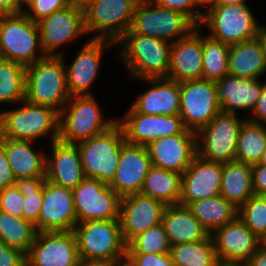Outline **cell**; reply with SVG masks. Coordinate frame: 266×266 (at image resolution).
I'll list each match as a JSON object with an SVG mask.
<instances>
[{"mask_svg": "<svg viewBox=\"0 0 266 266\" xmlns=\"http://www.w3.org/2000/svg\"><path fill=\"white\" fill-rule=\"evenodd\" d=\"M256 37L258 38L259 42L261 43L262 50H263L265 60H266V28L263 26H259L258 34Z\"/></svg>", "mask_w": 266, "mask_h": 266, "instance_id": "cell-53", "label": "cell"}, {"mask_svg": "<svg viewBox=\"0 0 266 266\" xmlns=\"http://www.w3.org/2000/svg\"><path fill=\"white\" fill-rule=\"evenodd\" d=\"M26 260L27 266H76L79 256L74 232H37Z\"/></svg>", "mask_w": 266, "mask_h": 266, "instance_id": "cell-15", "label": "cell"}, {"mask_svg": "<svg viewBox=\"0 0 266 266\" xmlns=\"http://www.w3.org/2000/svg\"><path fill=\"white\" fill-rule=\"evenodd\" d=\"M135 266H175L169 253H126Z\"/></svg>", "mask_w": 266, "mask_h": 266, "instance_id": "cell-45", "label": "cell"}, {"mask_svg": "<svg viewBox=\"0 0 266 266\" xmlns=\"http://www.w3.org/2000/svg\"><path fill=\"white\" fill-rule=\"evenodd\" d=\"M81 259L115 261L126 256L119 219L90 220L77 223L73 229Z\"/></svg>", "mask_w": 266, "mask_h": 266, "instance_id": "cell-6", "label": "cell"}, {"mask_svg": "<svg viewBox=\"0 0 266 266\" xmlns=\"http://www.w3.org/2000/svg\"><path fill=\"white\" fill-rule=\"evenodd\" d=\"M203 25L211 30L209 37L229 46L256 38L260 26L247 4L211 6L199 28Z\"/></svg>", "mask_w": 266, "mask_h": 266, "instance_id": "cell-8", "label": "cell"}, {"mask_svg": "<svg viewBox=\"0 0 266 266\" xmlns=\"http://www.w3.org/2000/svg\"><path fill=\"white\" fill-rule=\"evenodd\" d=\"M90 0H68L70 5L84 8Z\"/></svg>", "mask_w": 266, "mask_h": 266, "instance_id": "cell-56", "label": "cell"}, {"mask_svg": "<svg viewBox=\"0 0 266 266\" xmlns=\"http://www.w3.org/2000/svg\"><path fill=\"white\" fill-rule=\"evenodd\" d=\"M247 266H266V246L262 244L246 262Z\"/></svg>", "mask_w": 266, "mask_h": 266, "instance_id": "cell-51", "label": "cell"}, {"mask_svg": "<svg viewBox=\"0 0 266 266\" xmlns=\"http://www.w3.org/2000/svg\"><path fill=\"white\" fill-rule=\"evenodd\" d=\"M181 176L178 172L151 166L140 193L161 201L166 206L179 204Z\"/></svg>", "mask_w": 266, "mask_h": 266, "instance_id": "cell-32", "label": "cell"}, {"mask_svg": "<svg viewBox=\"0 0 266 266\" xmlns=\"http://www.w3.org/2000/svg\"><path fill=\"white\" fill-rule=\"evenodd\" d=\"M126 143L118 123L100 135L77 143L85 178L110 185L116 175L121 149Z\"/></svg>", "mask_w": 266, "mask_h": 266, "instance_id": "cell-4", "label": "cell"}, {"mask_svg": "<svg viewBox=\"0 0 266 266\" xmlns=\"http://www.w3.org/2000/svg\"><path fill=\"white\" fill-rule=\"evenodd\" d=\"M45 177L15 178L14 185L24 196L23 218L33 223L37 229V220L43 202V183Z\"/></svg>", "mask_w": 266, "mask_h": 266, "instance_id": "cell-39", "label": "cell"}, {"mask_svg": "<svg viewBox=\"0 0 266 266\" xmlns=\"http://www.w3.org/2000/svg\"><path fill=\"white\" fill-rule=\"evenodd\" d=\"M37 23L42 51L46 56H60L61 53H53L57 47L79 35L87 34L84 9L73 5L54 11Z\"/></svg>", "mask_w": 266, "mask_h": 266, "instance_id": "cell-17", "label": "cell"}, {"mask_svg": "<svg viewBox=\"0 0 266 266\" xmlns=\"http://www.w3.org/2000/svg\"><path fill=\"white\" fill-rule=\"evenodd\" d=\"M72 192L77 223L120 218L122 198L108 184L84 178Z\"/></svg>", "mask_w": 266, "mask_h": 266, "instance_id": "cell-13", "label": "cell"}, {"mask_svg": "<svg viewBox=\"0 0 266 266\" xmlns=\"http://www.w3.org/2000/svg\"><path fill=\"white\" fill-rule=\"evenodd\" d=\"M76 266H113V261H111V260L81 259V258H79Z\"/></svg>", "mask_w": 266, "mask_h": 266, "instance_id": "cell-52", "label": "cell"}, {"mask_svg": "<svg viewBox=\"0 0 266 266\" xmlns=\"http://www.w3.org/2000/svg\"><path fill=\"white\" fill-rule=\"evenodd\" d=\"M26 66L10 60L0 62V102L25 100Z\"/></svg>", "mask_w": 266, "mask_h": 266, "instance_id": "cell-37", "label": "cell"}, {"mask_svg": "<svg viewBox=\"0 0 266 266\" xmlns=\"http://www.w3.org/2000/svg\"><path fill=\"white\" fill-rule=\"evenodd\" d=\"M60 56H46L26 66L25 100L34 105L49 106L60 112L70 95L66 69Z\"/></svg>", "mask_w": 266, "mask_h": 266, "instance_id": "cell-1", "label": "cell"}, {"mask_svg": "<svg viewBox=\"0 0 266 266\" xmlns=\"http://www.w3.org/2000/svg\"><path fill=\"white\" fill-rule=\"evenodd\" d=\"M166 205L141 193L122 197L120 224L123 240L128 244L135 236L162 222Z\"/></svg>", "mask_w": 266, "mask_h": 266, "instance_id": "cell-19", "label": "cell"}, {"mask_svg": "<svg viewBox=\"0 0 266 266\" xmlns=\"http://www.w3.org/2000/svg\"><path fill=\"white\" fill-rule=\"evenodd\" d=\"M220 195L236 208L255 195L252 165L238 161L223 163Z\"/></svg>", "mask_w": 266, "mask_h": 266, "instance_id": "cell-31", "label": "cell"}, {"mask_svg": "<svg viewBox=\"0 0 266 266\" xmlns=\"http://www.w3.org/2000/svg\"><path fill=\"white\" fill-rule=\"evenodd\" d=\"M37 232L33 223L0 210V242L27 254Z\"/></svg>", "mask_w": 266, "mask_h": 266, "instance_id": "cell-35", "label": "cell"}, {"mask_svg": "<svg viewBox=\"0 0 266 266\" xmlns=\"http://www.w3.org/2000/svg\"><path fill=\"white\" fill-rule=\"evenodd\" d=\"M245 121H239L235 113L222 111L217 113L204 128L196 133L197 155L209 162L235 161L238 136ZM198 138L202 140L199 141Z\"/></svg>", "mask_w": 266, "mask_h": 266, "instance_id": "cell-10", "label": "cell"}, {"mask_svg": "<svg viewBox=\"0 0 266 266\" xmlns=\"http://www.w3.org/2000/svg\"><path fill=\"white\" fill-rule=\"evenodd\" d=\"M171 244L162 223L150 227L135 236L128 244L126 253H169Z\"/></svg>", "mask_w": 266, "mask_h": 266, "instance_id": "cell-40", "label": "cell"}, {"mask_svg": "<svg viewBox=\"0 0 266 266\" xmlns=\"http://www.w3.org/2000/svg\"><path fill=\"white\" fill-rule=\"evenodd\" d=\"M48 133L51 142L58 140L59 112L52 107L24 100L20 108L0 113V138L35 141Z\"/></svg>", "mask_w": 266, "mask_h": 266, "instance_id": "cell-3", "label": "cell"}, {"mask_svg": "<svg viewBox=\"0 0 266 266\" xmlns=\"http://www.w3.org/2000/svg\"><path fill=\"white\" fill-rule=\"evenodd\" d=\"M160 7L177 10L188 16L198 27L203 19L204 12L200 13L195 0H151ZM196 8V9H195ZM196 10V11H195Z\"/></svg>", "mask_w": 266, "mask_h": 266, "instance_id": "cell-44", "label": "cell"}, {"mask_svg": "<svg viewBox=\"0 0 266 266\" xmlns=\"http://www.w3.org/2000/svg\"><path fill=\"white\" fill-rule=\"evenodd\" d=\"M32 141L0 138V146L5 150L15 178L45 177L46 155L35 153Z\"/></svg>", "mask_w": 266, "mask_h": 266, "instance_id": "cell-29", "label": "cell"}, {"mask_svg": "<svg viewBox=\"0 0 266 266\" xmlns=\"http://www.w3.org/2000/svg\"><path fill=\"white\" fill-rule=\"evenodd\" d=\"M196 134H175L150 142L151 165L182 174L197 155Z\"/></svg>", "mask_w": 266, "mask_h": 266, "instance_id": "cell-21", "label": "cell"}, {"mask_svg": "<svg viewBox=\"0 0 266 266\" xmlns=\"http://www.w3.org/2000/svg\"><path fill=\"white\" fill-rule=\"evenodd\" d=\"M253 119H248V121L261 124L266 122V84L262 87L261 94L257 101V104L252 111ZM257 118V119H256Z\"/></svg>", "mask_w": 266, "mask_h": 266, "instance_id": "cell-49", "label": "cell"}, {"mask_svg": "<svg viewBox=\"0 0 266 266\" xmlns=\"http://www.w3.org/2000/svg\"><path fill=\"white\" fill-rule=\"evenodd\" d=\"M24 196L15 186L0 190V210L13 217L23 218Z\"/></svg>", "mask_w": 266, "mask_h": 266, "instance_id": "cell-43", "label": "cell"}, {"mask_svg": "<svg viewBox=\"0 0 266 266\" xmlns=\"http://www.w3.org/2000/svg\"><path fill=\"white\" fill-rule=\"evenodd\" d=\"M215 84L221 111L236 114L238 109H249L252 113L266 83H260L258 78H240L228 74Z\"/></svg>", "mask_w": 266, "mask_h": 266, "instance_id": "cell-27", "label": "cell"}, {"mask_svg": "<svg viewBox=\"0 0 266 266\" xmlns=\"http://www.w3.org/2000/svg\"><path fill=\"white\" fill-rule=\"evenodd\" d=\"M15 177L9 165L5 150L0 146V190L14 185Z\"/></svg>", "mask_w": 266, "mask_h": 266, "instance_id": "cell-48", "label": "cell"}, {"mask_svg": "<svg viewBox=\"0 0 266 266\" xmlns=\"http://www.w3.org/2000/svg\"><path fill=\"white\" fill-rule=\"evenodd\" d=\"M212 233H215L210 235L221 262L246 263L263 244L238 216Z\"/></svg>", "mask_w": 266, "mask_h": 266, "instance_id": "cell-18", "label": "cell"}, {"mask_svg": "<svg viewBox=\"0 0 266 266\" xmlns=\"http://www.w3.org/2000/svg\"><path fill=\"white\" fill-rule=\"evenodd\" d=\"M265 149L266 127L246 119L239 132L235 161L250 165L259 163Z\"/></svg>", "mask_w": 266, "mask_h": 266, "instance_id": "cell-36", "label": "cell"}, {"mask_svg": "<svg viewBox=\"0 0 266 266\" xmlns=\"http://www.w3.org/2000/svg\"><path fill=\"white\" fill-rule=\"evenodd\" d=\"M237 216L262 241L266 238V196H251L238 208Z\"/></svg>", "mask_w": 266, "mask_h": 266, "instance_id": "cell-41", "label": "cell"}, {"mask_svg": "<svg viewBox=\"0 0 266 266\" xmlns=\"http://www.w3.org/2000/svg\"><path fill=\"white\" fill-rule=\"evenodd\" d=\"M151 166L146 146L126 143L121 149L115 178L109 186L121 198L140 193Z\"/></svg>", "mask_w": 266, "mask_h": 266, "instance_id": "cell-22", "label": "cell"}, {"mask_svg": "<svg viewBox=\"0 0 266 266\" xmlns=\"http://www.w3.org/2000/svg\"><path fill=\"white\" fill-rule=\"evenodd\" d=\"M169 254L175 266H216L219 262L211 235L202 241L173 245Z\"/></svg>", "mask_w": 266, "mask_h": 266, "instance_id": "cell-34", "label": "cell"}, {"mask_svg": "<svg viewBox=\"0 0 266 266\" xmlns=\"http://www.w3.org/2000/svg\"><path fill=\"white\" fill-rule=\"evenodd\" d=\"M25 5L30 11H24L23 13L31 21L37 23L41 19L50 16L54 11L61 10L70 4L68 0H29Z\"/></svg>", "mask_w": 266, "mask_h": 266, "instance_id": "cell-42", "label": "cell"}, {"mask_svg": "<svg viewBox=\"0 0 266 266\" xmlns=\"http://www.w3.org/2000/svg\"><path fill=\"white\" fill-rule=\"evenodd\" d=\"M3 60V56L0 54V62Z\"/></svg>", "mask_w": 266, "mask_h": 266, "instance_id": "cell-61", "label": "cell"}, {"mask_svg": "<svg viewBox=\"0 0 266 266\" xmlns=\"http://www.w3.org/2000/svg\"><path fill=\"white\" fill-rule=\"evenodd\" d=\"M188 207L201 225L212 234L214 230L237 217L238 208L221 195L191 202Z\"/></svg>", "mask_w": 266, "mask_h": 266, "instance_id": "cell-33", "label": "cell"}, {"mask_svg": "<svg viewBox=\"0 0 266 266\" xmlns=\"http://www.w3.org/2000/svg\"><path fill=\"white\" fill-rule=\"evenodd\" d=\"M114 44L111 40L92 38L84 45L68 70H65L70 97L91 95L88 89L99 71L103 50Z\"/></svg>", "mask_w": 266, "mask_h": 266, "instance_id": "cell-24", "label": "cell"}, {"mask_svg": "<svg viewBox=\"0 0 266 266\" xmlns=\"http://www.w3.org/2000/svg\"><path fill=\"white\" fill-rule=\"evenodd\" d=\"M124 48L121 56L132 78L167 77L172 43L151 36L126 32L117 42Z\"/></svg>", "mask_w": 266, "mask_h": 266, "instance_id": "cell-2", "label": "cell"}, {"mask_svg": "<svg viewBox=\"0 0 266 266\" xmlns=\"http://www.w3.org/2000/svg\"><path fill=\"white\" fill-rule=\"evenodd\" d=\"M39 47L41 55H36ZM0 54L4 60L24 66L34 64L46 55L42 51L38 23L24 13L0 15Z\"/></svg>", "mask_w": 266, "mask_h": 266, "instance_id": "cell-7", "label": "cell"}, {"mask_svg": "<svg viewBox=\"0 0 266 266\" xmlns=\"http://www.w3.org/2000/svg\"><path fill=\"white\" fill-rule=\"evenodd\" d=\"M161 223L171 246L202 241L210 235L194 217L190 208L182 204L166 206Z\"/></svg>", "mask_w": 266, "mask_h": 266, "instance_id": "cell-28", "label": "cell"}, {"mask_svg": "<svg viewBox=\"0 0 266 266\" xmlns=\"http://www.w3.org/2000/svg\"><path fill=\"white\" fill-rule=\"evenodd\" d=\"M152 84V88L142 93L132 107L141 114L179 115L180 83L175 80L159 77L142 79Z\"/></svg>", "mask_w": 266, "mask_h": 266, "instance_id": "cell-26", "label": "cell"}, {"mask_svg": "<svg viewBox=\"0 0 266 266\" xmlns=\"http://www.w3.org/2000/svg\"><path fill=\"white\" fill-rule=\"evenodd\" d=\"M139 0H90L83 8L85 29L93 39L117 42L130 28Z\"/></svg>", "mask_w": 266, "mask_h": 266, "instance_id": "cell-11", "label": "cell"}, {"mask_svg": "<svg viewBox=\"0 0 266 266\" xmlns=\"http://www.w3.org/2000/svg\"><path fill=\"white\" fill-rule=\"evenodd\" d=\"M196 27L188 36L173 40L166 78L178 83L200 80L203 76V37Z\"/></svg>", "mask_w": 266, "mask_h": 266, "instance_id": "cell-23", "label": "cell"}, {"mask_svg": "<svg viewBox=\"0 0 266 266\" xmlns=\"http://www.w3.org/2000/svg\"><path fill=\"white\" fill-rule=\"evenodd\" d=\"M113 266H135L132 261L127 257L113 261Z\"/></svg>", "mask_w": 266, "mask_h": 266, "instance_id": "cell-55", "label": "cell"}, {"mask_svg": "<svg viewBox=\"0 0 266 266\" xmlns=\"http://www.w3.org/2000/svg\"><path fill=\"white\" fill-rule=\"evenodd\" d=\"M151 5V0H139L127 32L168 41L172 37L184 38L198 27L182 12Z\"/></svg>", "mask_w": 266, "mask_h": 266, "instance_id": "cell-9", "label": "cell"}, {"mask_svg": "<svg viewBox=\"0 0 266 266\" xmlns=\"http://www.w3.org/2000/svg\"><path fill=\"white\" fill-rule=\"evenodd\" d=\"M102 116L92 95L70 97L59 112L58 140L77 144L108 131L117 123L115 119L105 121Z\"/></svg>", "mask_w": 266, "mask_h": 266, "instance_id": "cell-5", "label": "cell"}, {"mask_svg": "<svg viewBox=\"0 0 266 266\" xmlns=\"http://www.w3.org/2000/svg\"><path fill=\"white\" fill-rule=\"evenodd\" d=\"M222 164L209 162L196 155L182 173L179 204L188 206L193 201L220 195Z\"/></svg>", "mask_w": 266, "mask_h": 266, "instance_id": "cell-20", "label": "cell"}, {"mask_svg": "<svg viewBox=\"0 0 266 266\" xmlns=\"http://www.w3.org/2000/svg\"><path fill=\"white\" fill-rule=\"evenodd\" d=\"M258 164H262V165L266 166V149L264 150V152L262 154V157H261V159H260Z\"/></svg>", "mask_w": 266, "mask_h": 266, "instance_id": "cell-59", "label": "cell"}, {"mask_svg": "<svg viewBox=\"0 0 266 266\" xmlns=\"http://www.w3.org/2000/svg\"><path fill=\"white\" fill-rule=\"evenodd\" d=\"M23 4H26L29 0H20Z\"/></svg>", "mask_w": 266, "mask_h": 266, "instance_id": "cell-60", "label": "cell"}, {"mask_svg": "<svg viewBox=\"0 0 266 266\" xmlns=\"http://www.w3.org/2000/svg\"><path fill=\"white\" fill-rule=\"evenodd\" d=\"M76 224L72 189L45 180L37 231H73Z\"/></svg>", "mask_w": 266, "mask_h": 266, "instance_id": "cell-16", "label": "cell"}, {"mask_svg": "<svg viewBox=\"0 0 266 266\" xmlns=\"http://www.w3.org/2000/svg\"><path fill=\"white\" fill-rule=\"evenodd\" d=\"M24 5L20 0H0V15L23 13Z\"/></svg>", "mask_w": 266, "mask_h": 266, "instance_id": "cell-50", "label": "cell"}, {"mask_svg": "<svg viewBox=\"0 0 266 266\" xmlns=\"http://www.w3.org/2000/svg\"><path fill=\"white\" fill-rule=\"evenodd\" d=\"M216 266H247V265H246V263L221 262V261H219Z\"/></svg>", "mask_w": 266, "mask_h": 266, "instance_id": "cell-57", "label": "cell"}, {"mask_svg": "<svg viewBox=\"0 0 266 266\" xmlns=\"http://www.w3.org/2000/svg\"><path fill=\"white\" fill-rule=\"evenodd\" d=\"M52 158L46 157L45 178L61 187L74 189L84 178L76 144L52 141Z\"/></svg>", "mask_w": 266, "mask_h": 266, "instance_id": "cell-25", "label": "cell"}, {"mask_svg": "<svg viewBox=\"0 0 266 266\" xmlns=\"http://www.w3.org/2000/svg\"><path fill=\"white\" fill-rule=\"evenodd\" d=\"M252 181L255 195L266 196V166L262 164L252 165Z\"/></svg>", "mask_w": 266, "mask_h": 266, "instance_id": "cell-47", "label": "cell"}, {"mask_svg": "<svg viewBox=\"0 0 266 266\" xmlns=\"http://www.w3.org/2000/svg\"><path fill=\"white\" fill-rule=\"evenodd\" d=\"M229 48L221 41L203 37L202 79L217 82L228 75Z\"/></svg>", "mask_w": 266, "mask_h": 266, "instance_id": "cell-38", "label": "cell"}, {"mask_svg": "<svg viewBox=\"0 0 266 266\" xmlns=\"http://www.w3.org/2000/svg\"><path fill=\"white\" fill-rule=\"evenodd\" d=\"M196 1V4L198 5V6H203V7H205V6H207L208 4H210L211 6H213V0H195Z\"/></svg>", "mask_w": 266, "mask_h": 266, "instance_id": "cell-58", "label": "cell"}, {"mask_svg": "<svg viewBox=\"0 0 266 266\" xmlns=\"http://www.w3.org/2000/svg\"><path fill=\"white\" fill-rule=\"evenodd\" d=\"M220 111L215 82L204 79L180 82L179 116L187 130L197 133Z\"/></svg>", "mask_w": 266, "mask_h": 266, "instance_id": "cell-12", "label": "cell"}, {"mask_svg": "<svg viewBox=\"0 0 266 266\" xmlns=\"http://www.w3.org/2000/svg\"><path fill=\"white\" fill-rule=\"evenodd\" d=\"M117 123L122 127L129 144L147 146L150 142L175 134H196L187 130L179 115H147L138 113L133 107L128 110L125 120Z\"/></svg>", "mask_w": 266, "mask_h": 266, "instance_id": "cell-14", "label": "cell"}, {"mask_svg": "<svg viewBox=\"0 0 266 266\" xmlns=\"http://www.w3.org/2000/svg\"><path fill=\"white\" fill-rule=\"evenodd\" d=\"M0 266H27L26 253L0 242Z\"/></svg>", "mask_w": 266, "mask_h": 266, "instance_id": "cell-46", "label": "cell"}, {"mask_svg": "<svg viewBox=\"0 0 266 266\" xmlns=\"http://www.w3.org/2000/svg\"><path fill=\"white\" fill-rule=\"evenodd\" d=\"M266 70V60L258 38L230 45L228 74L240 78H259Z\"/></svg>", "mask_w": 266, "mask_h": 266, "instance_id": "cell-30", "label": "cell"}, {"mask_svg": "<svg viewBox=\"0 0 266 266\" xmlns=\"http://www.w3.org/2000/svg\"><path fill=\"white\" fill-rule=\"evenodd\" d=\"M228 4H246L244 0H213V6H223Z\"/></svg>", "mask_w": 266, "mask_h": 266, "instance_id": "cell-54", "label": "cell"}]
</instances>
